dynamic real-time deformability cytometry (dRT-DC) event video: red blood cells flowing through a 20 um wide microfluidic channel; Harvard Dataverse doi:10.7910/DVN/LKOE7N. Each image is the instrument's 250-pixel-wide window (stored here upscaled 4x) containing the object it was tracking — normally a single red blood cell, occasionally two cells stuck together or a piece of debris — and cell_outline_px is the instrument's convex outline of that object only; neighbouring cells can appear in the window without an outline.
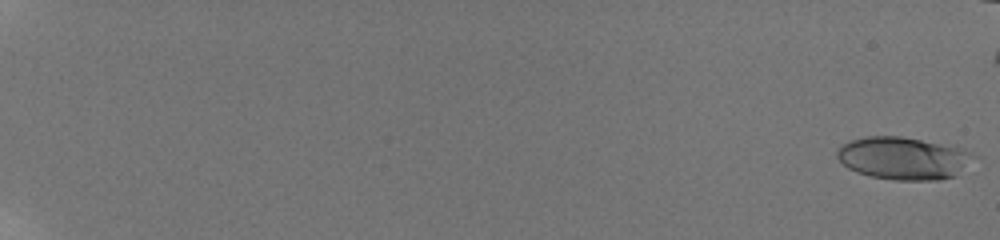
{"species": "human", "species_latin": "Homo sapiens", "temperature_condition": "room temperature", "stored_images_in_passage": 22, "camera_frame_rate_fps": 3000, "um_per_image_px": 0.085, "donor": {"sex": "male"}, "frame": {"image": 1, "passage_image": 1, "time_ms": 0.0, "image_size_px": [1000, 240], "cell_outline_px": [[976, 156], [956, 176], [940, 180], [892, 180], [872, 176], [856, 172], [848, 168], [836, 156], [836, 152], [840, 144], [848, 140], [864, 136], [900, 136], [964, 148], [972, 152]], "centroid_in_image_um": [76.77, 13.44], "position_along_channel_um": 8.2, "area_um2": 34.1}}